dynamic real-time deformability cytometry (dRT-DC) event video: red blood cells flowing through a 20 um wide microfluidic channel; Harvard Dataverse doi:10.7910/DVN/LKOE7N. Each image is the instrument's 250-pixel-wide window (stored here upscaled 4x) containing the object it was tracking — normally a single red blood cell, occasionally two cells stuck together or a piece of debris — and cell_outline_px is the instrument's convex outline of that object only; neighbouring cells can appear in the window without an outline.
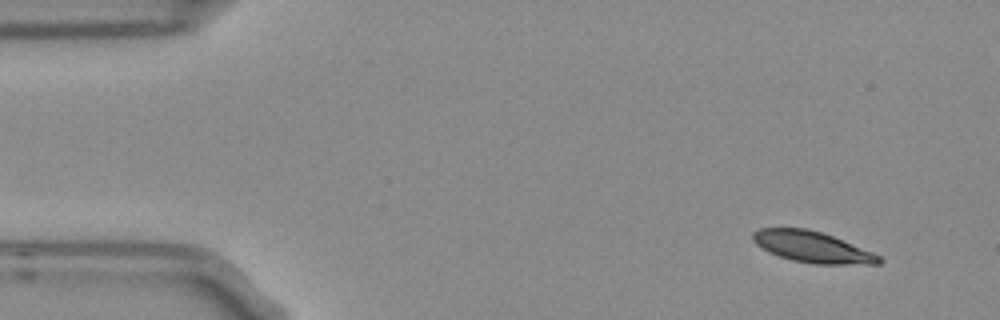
{"species": "Egyptian fruit bat (a non-hibernating species)", "species_latin": "Rousettus aegyptiacus", "temperature_condition": "room temperature", "stored_images_in_passage": 4, "camera_frame_rate_fps": 3000, "um_per_image_px": 0.085, "frame": {"image": 1, "passage_image": 1, "time_ms": 0.0, "image_size_px": [1000, 320], "cell_outline_px": [[884, 260], [880, 264], [816, 264], [792, 260], [768, 252], [756, 244], [752, 240], [752, 232], [760, 228], [808, 228], [832, 236], [872, 252], [880, 256]], "centroid_in_image_um": [69.02, 20.99], "position_along_channel_um": 16.0, "area_um2": 22.72}}